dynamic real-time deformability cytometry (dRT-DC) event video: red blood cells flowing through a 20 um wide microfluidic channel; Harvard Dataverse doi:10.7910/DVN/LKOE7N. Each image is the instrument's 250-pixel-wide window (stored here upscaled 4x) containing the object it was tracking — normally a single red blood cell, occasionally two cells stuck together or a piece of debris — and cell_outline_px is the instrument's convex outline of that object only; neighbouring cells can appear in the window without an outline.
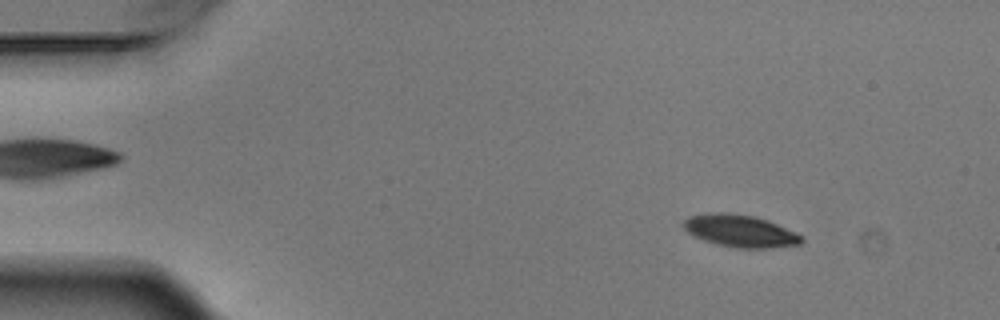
{"species": "Egyptian fruit bat (a non-hibernating species)", "species_latin": "Rousettus aegyptiacus", "temperature_condition": "warm", "stored_images_in_passage": 7, "camera_frame_rate_fps": 3000, "um_per_image_px": 0.085, "animal": {"sex": "male"}, "frame": {"image": 1, "passage_image": 2, "time_ms": 0.333, "image_size_px": [1000, 320], "cell_outline_px": [[804, 240], [800, 244], [772, 248], [732, 248], [716, 244], [692, 236], [680, 224], [688, 216], [716, 212], [728, 212], [752, 216], [768, 220], [796, 232], [804, 236]], "centroid_in_image_um": [62.91, 19.63], "position_along_channel_um": 22.1, "area_um2": 22.48}}
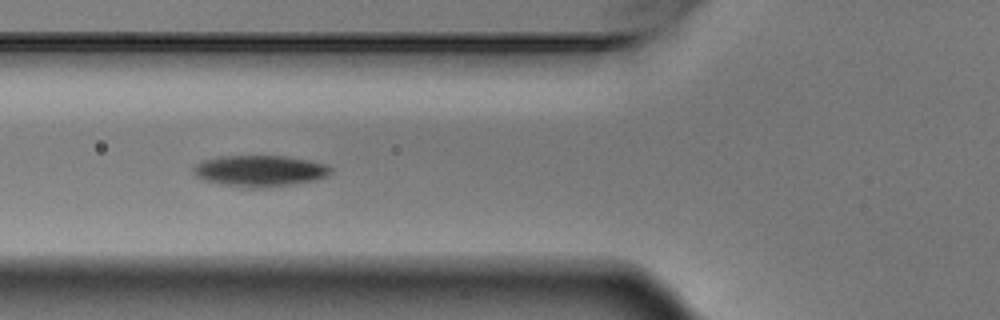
{"frame": {"image": 2, "passage_image": 6, "time_ms": 1.667, "image_size_px": [1000, 320], "cell_outline_px": [[332, 172], [328, 176], [316, 180], [260, 188], [252, 188], [220, 184], [204, 180], [196, 176], [192, 172], [192, 168], [200, 160], [220, 156], [288, 156], [312, 160], [328, 164], [332, 168]], "centroid_in_image_um": [22.09, 14.51], "position_along_channel_um": 103.7, "area_um2": 25.26}}
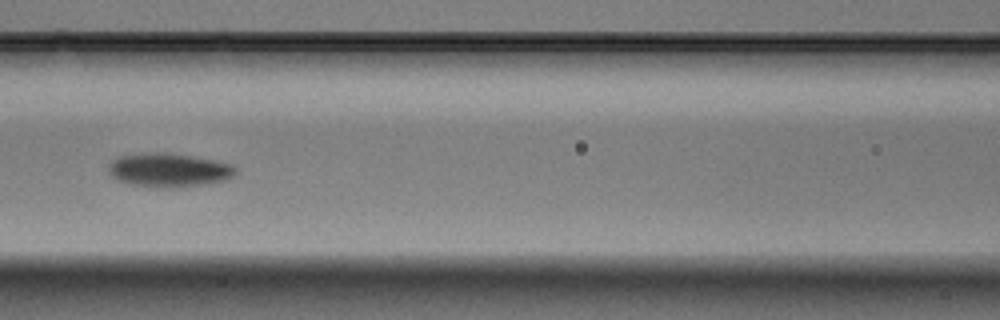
{"frame": {"image": 3, "passage_image": 7, "time_ms": 2.0, "image_size_px": [1000, 320], "cell_outline_px": [[236, 172], [232, 176], [224, 180], [208, 184], [180, 188], [156, 188], [128, 184], [116, 180], [108, 172], [108, 164], [112, 160], [120, 156], [156, 152], [164, 152], [192, 156], [232, 164], [236, 168]], "centroid_in_image_um": [14.32, 14.48], "position_along_channel_um": 152.3, "area_um2": 25.32}}